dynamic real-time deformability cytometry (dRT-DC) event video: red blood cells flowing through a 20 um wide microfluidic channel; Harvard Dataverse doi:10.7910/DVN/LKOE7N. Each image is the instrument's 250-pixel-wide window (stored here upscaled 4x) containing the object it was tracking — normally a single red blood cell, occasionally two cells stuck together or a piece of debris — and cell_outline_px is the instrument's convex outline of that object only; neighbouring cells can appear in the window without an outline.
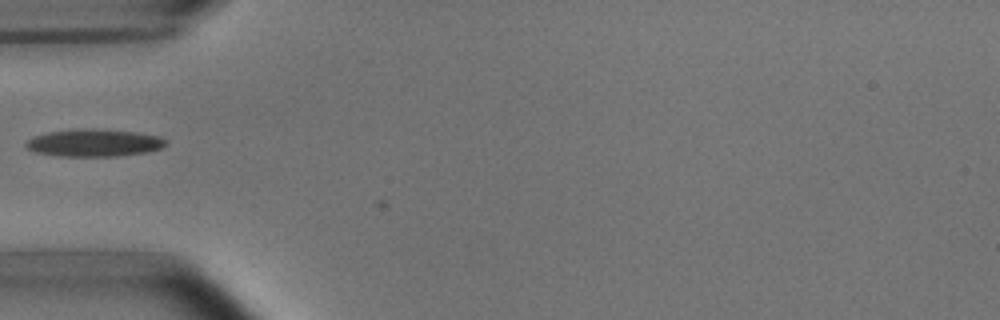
{"species": "common noctule bat (a hibernating species)", "species_latin": "Nyctalus noctula", "temperature_condition": "room temperature", "stored_images_in_passage": 6, "camera_frame_rate_fps": 3000, "um_per_image_px": 0.085, "animal": {"sex": "male", "body_mass_g": 15.6}, "frame": {"image": 1, "passage_image": 1, "time_ms": 0.0, "image_size_px": [1000, 320], "cell_outline_px": [[168, 144], [160, 148], [148, 152], [116, 156], [56, 156], [36, 152], [28, 148], [24, 144], [32, 136], [48, 132], [84, 128], [92, 128], [136, 132], [160, 136], [168, 140]], "centroid_in_image_um": [8.02, 12.14], "position_along_channel_um": 77.0, "area_um2": 22.48}}
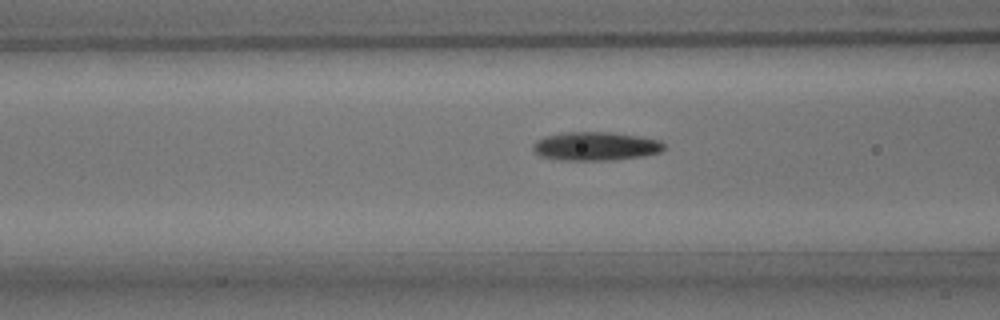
{"frame": {"image": 2, "passage_image": 4, "time_ms": 1.0, "image_size_px": [1000, 320], "cell_outline_px": [[664, 148], [660, 152], [644, 156], [616, 160], [560, 160], [540, 156], [532, 148], [532, 144], [536, 140], [544, 136], [564, 132], [608, 132], [640, 136], [660, 140], [664, 144]], "centroid_in_image_um": [50.62, 12.43], "position_along_channel_um": 116.0, "area_um2": 22.02}}